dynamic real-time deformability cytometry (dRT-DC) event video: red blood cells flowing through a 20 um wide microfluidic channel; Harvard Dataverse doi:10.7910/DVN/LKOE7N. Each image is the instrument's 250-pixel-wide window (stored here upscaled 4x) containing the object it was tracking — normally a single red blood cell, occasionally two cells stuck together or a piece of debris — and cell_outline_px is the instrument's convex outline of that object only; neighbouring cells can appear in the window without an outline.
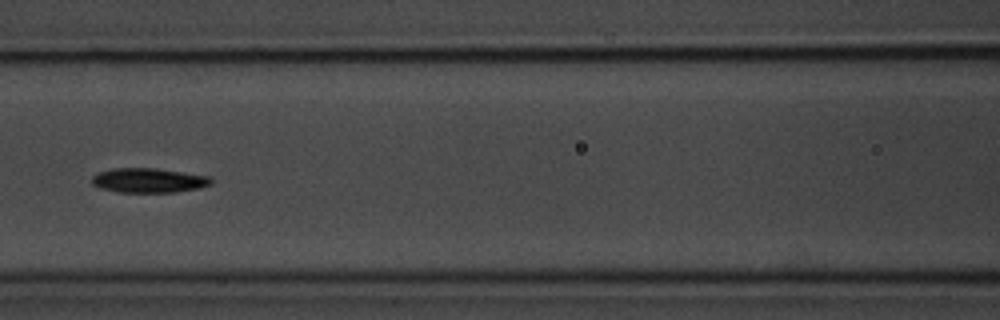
{"species": "common noctule bat (a hibernating species)", "species_latin": "Nyctalus noctula", "temperature_condition": "room temperature", "stored_images_in_passage": 11, "camera_frame_rate_fps": 3000, "um_per_image_px": 0.085, "animal": {"sex": "male", "body_mass_g": 20.1, "forearm_length_mm": 53.5}, "frame": {"image": 1, "passage_image": 7, "time_ms": 7.0, "image_size_px": [1000, 320], "cell_outline_px": [[212, 184], [200, 188], [176, 192], [116, 192], [100, 188], [92, 184], [92, 176], [96, 172], [112, 168], [156, 168], [212, 176]], "centroid_in_image_um": [12.64, 15.33], "position_along_channel_um": 154.0, "area_um2": 17.34}}
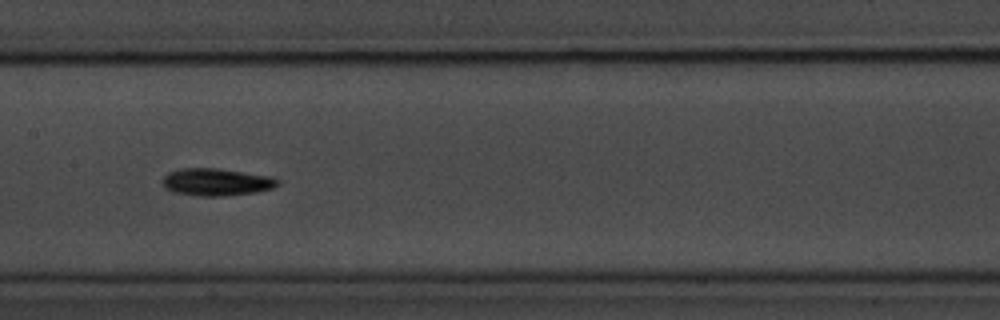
{"frame": {"image": 2, "passage_image": 8, "time_ms": 8.0, "image_size_px": [1000, 320], "cell_outline_px": [[280, 184], [272, 188], [256, 192], [224, 196], [196, 196], [172, 192], [164, 188], [160, 184], [164, 176], [168, 172], [180, 168], [220, 168], [268, 176], [280, 180]], "centroid_in_image_um": [18.33, 15.47], "position_along_channel_um": 189.1, "area_um2": 18.61}}